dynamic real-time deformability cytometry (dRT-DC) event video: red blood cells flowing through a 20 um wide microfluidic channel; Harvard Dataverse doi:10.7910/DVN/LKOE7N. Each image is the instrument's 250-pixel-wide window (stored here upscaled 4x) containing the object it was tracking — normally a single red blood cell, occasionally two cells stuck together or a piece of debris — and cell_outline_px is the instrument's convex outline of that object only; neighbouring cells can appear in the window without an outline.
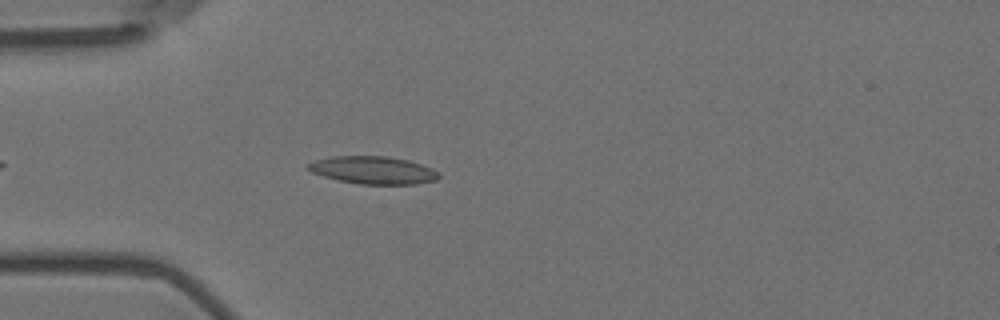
{"species": "Egyptian fruit bat (a non-hibernating species)", "species_latin": "Rousettus aegyptiacus", "temperature_condition": "room temperature", "stored_images_in_passage": 10, "camera_frame_rate_fps": 3000, "um_per_image_px": 0.085, "animal": {"sex": "female"}, "frame": {"image": 1, "passage_image": 6, "time_ms": 1.667, "image_size_px": [1000, 320], "cell_outline_px": [[440, 176], [436, 180], [416, 184], [360, 184], [340, 180], [324, 176], [312, 172], [308, 168], [308, 164], [316, 160], [332, 156], [388, 156], [408, 160], [432, 168], [440, 172]], "centroid_in_image_um": [31.77, 14.46], "position_along_channel_um": 53.2, "area_um2": 20.92}}
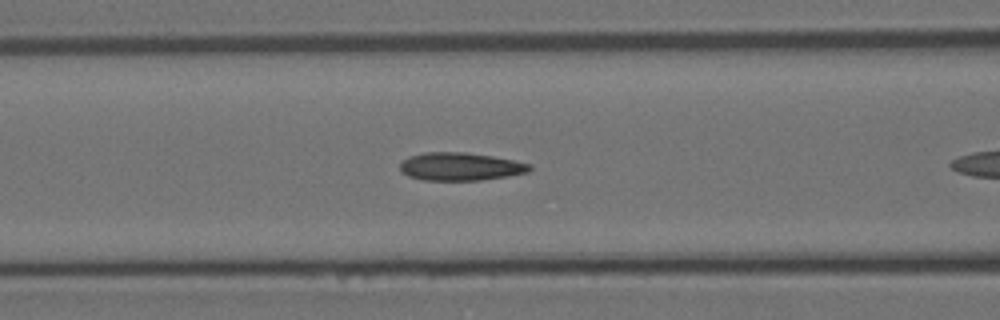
{"frame": {"image": 2, "passage_image": 9, "time_ms": 2.667, "image_size_px": [1000, 320], "cell_outline_px": [[532, 168], [528, 172], [508, 176], [480, 180], [424, 180], [408, 176], [400, 172], [400, 164], [408, 156], [424, 152], [464, 152], [492, 156], [532, 164]], "centroid_in_image_um": [39.11, 14.15], "position_along_channel_um": 127.5, "area_um2": 21.15}}